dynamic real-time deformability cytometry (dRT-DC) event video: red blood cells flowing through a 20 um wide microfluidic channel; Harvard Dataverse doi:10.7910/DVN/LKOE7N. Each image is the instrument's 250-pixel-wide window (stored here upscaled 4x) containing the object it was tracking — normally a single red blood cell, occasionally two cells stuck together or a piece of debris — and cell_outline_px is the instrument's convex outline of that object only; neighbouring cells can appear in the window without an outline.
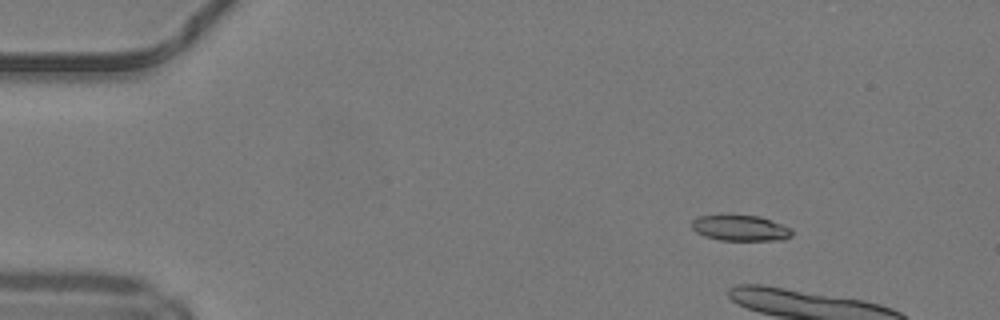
{"species": "common noctule bat (a hibernating species)", "species_latin": "Nyctalus noctula", "temperature_condition": "warm", "stored_images_in_passage": 14, "camera_frame_rate_fps": 3000, "um_per_image_px": 0.085, "animal": {"sex": "male", "body_mass_g": 19.2, "forearm_length_mm": 51.8}, "frame": {"image": 1, "passage_image": 7, "time_ms": 2.0, "image_size_px": [1000, 320], "cell_outline_px": [[792, 236], [784, 240], [720, 240], [704, 236], [696, 232], [692, 228], [692, 220], [700, 216], [760, 216], [792, 228]], "centroid_in_image_um": [62.96, 19.4], "position_along_channel_um": 22.0, "area_um2": 14.85}}